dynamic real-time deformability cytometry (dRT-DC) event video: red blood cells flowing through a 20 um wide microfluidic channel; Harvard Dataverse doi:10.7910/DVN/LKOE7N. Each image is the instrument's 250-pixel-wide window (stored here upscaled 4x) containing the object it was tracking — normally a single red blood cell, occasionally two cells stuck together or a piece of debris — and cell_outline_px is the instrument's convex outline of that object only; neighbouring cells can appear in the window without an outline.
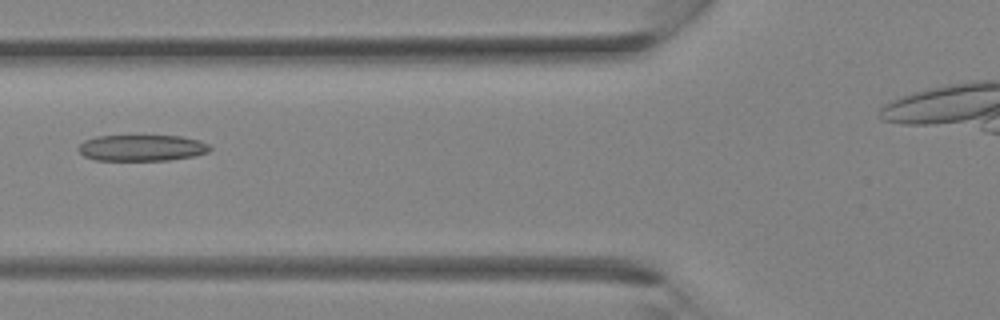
{"species": "Egyptian fruit bat (a non-hibernating species)", "species_latin": "Rousettus aegyptiacus", "temperature_condition": "room temperature", "stored_images_in_passage": 32, "camera_frame_rate_fps": 3000, "um_per_image_px": 0.085, "animal": {"sex": "female"}, "frame": {"image": 1, "passage_image": 14, "time_ms": 4.333, "image_size_px": [1000, 320], "cell_outline_px": [[212, 148], [208, 152], [196, 156], [168, 160], [96, 160], [84, 156], [76, 148], [84, 140], [96, 136], [180, 136], [200, 140], [208, 144]], "centroid_in_image_um": [12.06, 12.57], "position_along_channel_um": 113.7, "area_um2": 20.17}}
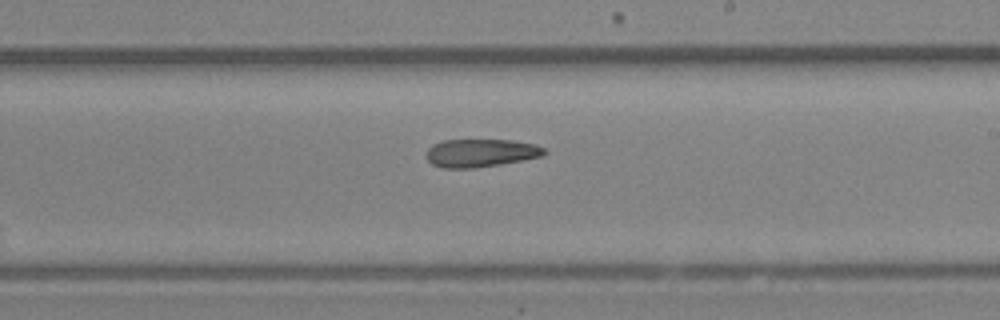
{"frame": {"image": 2, "passage_image": 21, "time_ms": 6.667, "image_size_px": [1000, 320], "cell_outline_px": [[548, 152], [544, 156], [500, 164], [476, 168], [440, 168], [432, 164], [424, 156], [428, 148], [432, 144], [444, 140], [508, 140], [536, 144], [544, 148]], "centroid_in_image_um": [40.84, 13.01], "position_along_channel_um": 248.2, "area_um2": 19.48}}
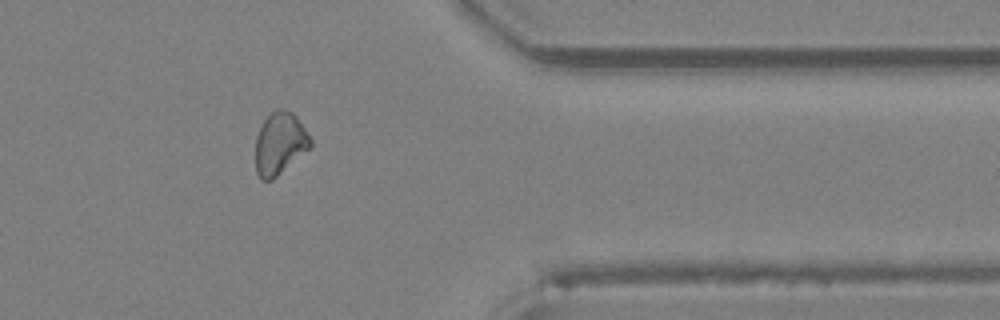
{"frame": {"image": 3, "passage_image": 29, "time_ms": 9.333, "image_size_px": [1000, 320], "cell_outline_px": [[312, 144], [308, 148], [272, 180], [260, 180], [256, 172], [256, 136], [264, 120], [276, 108], [280, 108], [292, 112], [296, 116], [312, 140]], "centroid_in_image_um": [23.76, 12.18], "position_along_channel_um": 387.6, "area_um2": 19.54}}